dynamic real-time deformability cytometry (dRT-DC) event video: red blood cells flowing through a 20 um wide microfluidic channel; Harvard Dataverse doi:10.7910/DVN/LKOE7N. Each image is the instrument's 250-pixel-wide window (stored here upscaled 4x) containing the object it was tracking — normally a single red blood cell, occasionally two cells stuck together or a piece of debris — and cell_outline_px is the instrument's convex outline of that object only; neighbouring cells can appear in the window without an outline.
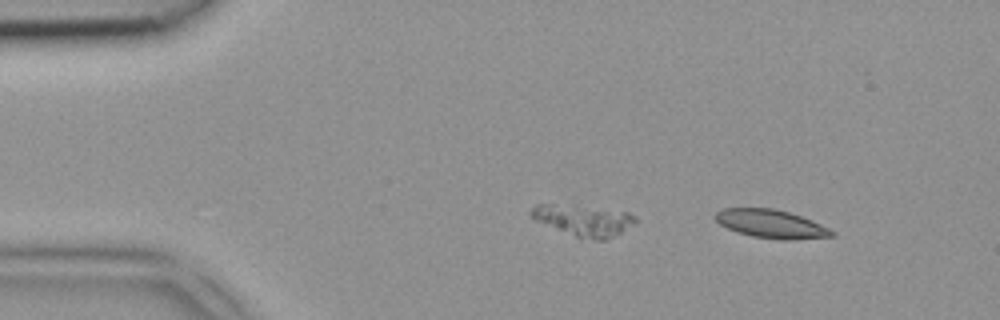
{"species": "common noctule bat (a hibernating species)", "species_latin": "Nyctalus noctula", "temperature_condition": "room temperature", "stored_images_in_passage": 2, "segment_of_instrument_passage": [2, 2], "camera_frame_rate_fps": 3000, "um_per_image_px": 0.085, "animal": {"sex": "female", "body_mass_g": 18.4}, "frame": {"image": 1, "passage_image": 2, "time_ms": 0.333, "image_size_px": [1000, 320], "cell_outline_px": [[836, 236], [788, 240], [780, 240], [752, 236], [736, 232], [720, 224], [716, 220], [716, 212], [724, 208], [772, 208], [788, 212], [812, 220], [836, 232]], "centroid_in_image_um": [65.57, 19.04], "position_along_channel_um": 19.4, "area_um2": 19.19}}